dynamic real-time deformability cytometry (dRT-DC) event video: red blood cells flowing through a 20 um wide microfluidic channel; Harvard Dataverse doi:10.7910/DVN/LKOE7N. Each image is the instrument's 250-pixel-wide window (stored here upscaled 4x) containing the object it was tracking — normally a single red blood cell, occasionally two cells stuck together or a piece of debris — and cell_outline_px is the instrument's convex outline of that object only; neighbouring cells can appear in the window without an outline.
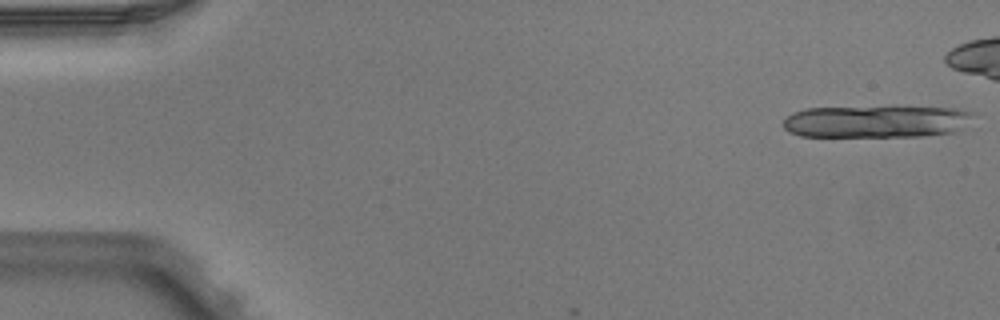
{"species": "Egyptian fruit bat (a non-hibernating species)", "species_latin": "Rousettus aegyptiacus", "temperature_condition": "warm", "stored_images_in_passage": 3, "camera_frame_rate_fps": 3000, "um_per_image_px": 0.085, "animal": {"sex": "male"}, "frame": {"image": 1, "passage_image": 1, "time_ms": 0.0, "image_size_px": [1000, 320], "cell_outline_px": [[976, 112], [964, 128], [956, 132], [924, 136], [800, 136], [788, 132], [784, 128], [784, 120], [792, 112], [808, 108], [892, 104], [896, 104], [956, 108]], "centroid_in_image_um": [74.57, 10.27], "position_along_channel_um": 10.4, "area_um2": 37.51}}